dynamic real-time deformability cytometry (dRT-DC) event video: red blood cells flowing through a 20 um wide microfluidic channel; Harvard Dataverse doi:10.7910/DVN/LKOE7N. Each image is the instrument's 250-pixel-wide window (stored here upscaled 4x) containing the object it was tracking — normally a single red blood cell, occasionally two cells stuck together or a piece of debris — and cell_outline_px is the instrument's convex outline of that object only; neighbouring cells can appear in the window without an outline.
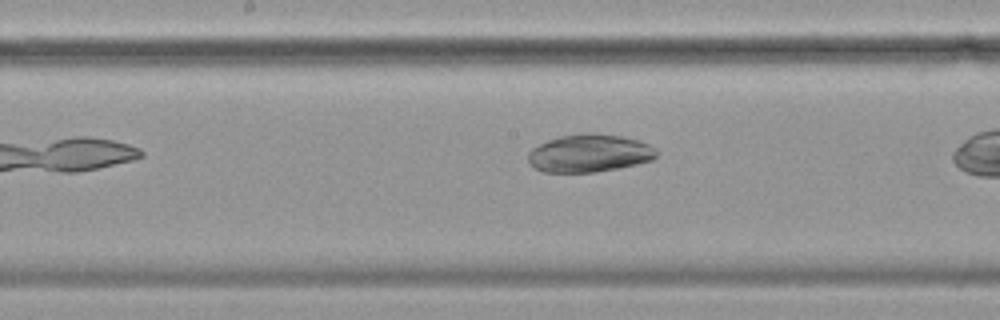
{"species": "common noctule bat (a hibernating species)", "species_latin": "Nyctalus noctula", "temperature_condition": "cold", "stored_images_in_passage": 29, "camera_frame_rate_fps": 3000, "um_per_image_px": 0.085, "animal": {"sex": "female", "body_mass_g": 19.9}, "frame": {"image": 1, "passage_image": 13, "time_ms": 4.0, "image_size_px": [1000, 320], "cell_outline_px": [[660, 152], [652, 160], [636, 164], [596, 172], [544, 172], [536, 168], [528, 160], [528, 152], [532, 148], [548, 140], [560, 136], [588, 132], [596, 132], [624, 136], [640, 140], [656, 148]], "centroid_in_image_um": [50.14, 13.0], "position_along_channel_um": 198.1, "area_um2": 28.5}}
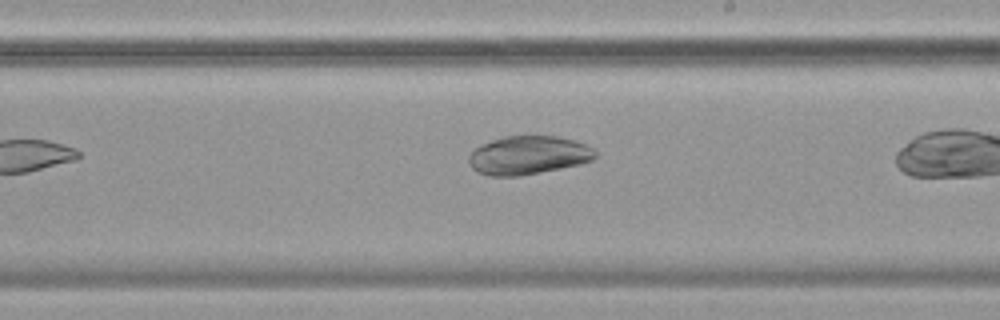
{"frame": {"image": 2, "passage_image": 17, "time_ms": 5.333, "image_size_px": [1000, 320], "cell_outline_px": [[596, 156], [592, 160], [580, 164], [520, 176], [488, 176], [476, 172], [468, 164], [468, 156], [480, 144], [504, 136], [556, 136], [576, 140], [592, 148], [596, 152]], "centroid_in_image_um": [44.87, 13.2], "position_along_channel_um": 244.1, "area_um2": 28.5}}